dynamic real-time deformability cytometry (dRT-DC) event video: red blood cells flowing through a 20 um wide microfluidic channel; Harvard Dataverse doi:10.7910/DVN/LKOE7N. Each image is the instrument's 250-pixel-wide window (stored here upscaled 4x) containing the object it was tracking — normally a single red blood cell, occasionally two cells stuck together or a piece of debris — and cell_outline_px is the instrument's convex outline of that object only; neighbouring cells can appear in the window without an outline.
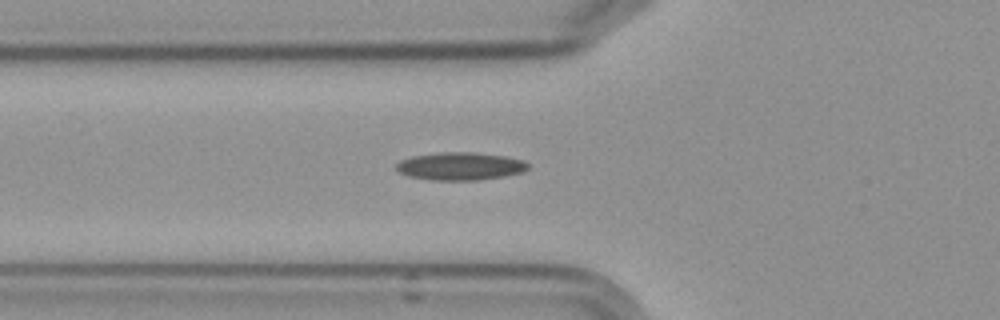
{"species": "Egyptian fruit bat (a non-hibernating species)", "species_latin": "Rousettus aegyptiacus", "temperature_condition": "cold", "stored_images_in_passage": 6, "camera_frame_rate_fps": 3000, "um_per_image_px": 0.085, "frame": {"image": 1, "passage_image": 6, "time_ms": 6.0, "image_size_px": [1000, 320], "cell_outline_px": [[528, 168], [524, 172], [504, 176], [476, 180], [436, 180], [408, 176], [400, 172], [396, 168], [396, 164], [400, 160], [412, 156], [440, 152], [472, 152], [504, 156], [524, 160], [528, 164]], "centroid_in_image_um": [39.13, 14.12], "position_along_channel_um": 86.7, "area_um2": 21.27}}